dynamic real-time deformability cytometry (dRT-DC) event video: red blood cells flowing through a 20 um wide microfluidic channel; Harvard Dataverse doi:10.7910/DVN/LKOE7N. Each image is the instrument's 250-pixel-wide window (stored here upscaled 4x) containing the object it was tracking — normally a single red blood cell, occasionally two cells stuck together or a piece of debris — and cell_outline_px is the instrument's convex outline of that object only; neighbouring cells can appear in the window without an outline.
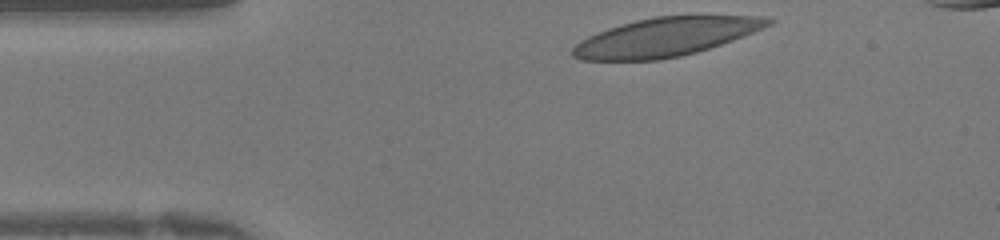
{"species": "human", "species_latin": "Homo sapiens", "temperature_condition": "warm", "stored_images_in_passage": 28, "camera_frame_rate_fps": 3000, "um_per_image_px": 0.085, "donor": {"sex": "female"}, "frame": {"image": 1, "passage_image": 1, "time_ms": 0.0, "image_size_px": [1000, 240], "cell_outline_px": [[776, 20], [772, 24], [764, 28], [732, 40], [696, 52], [680, 56], [660, 60], [580, 60], [572, 56], [572, 48], [580, 40], [588, 36], [608, 28], [636, 20], [656, 16], [760, 16]], "centroid_in_image_um": [56.56, 3.15], "position_along_channel_um": 28.4, "area_um2": 43.7}}
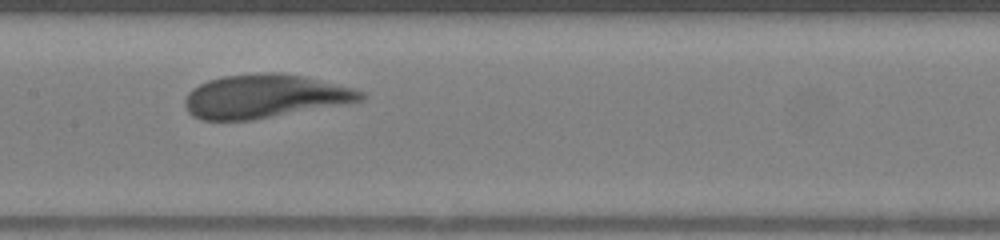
{"frame": {"image": 2, "passage_image": 14, "time_ms": 4.333, "image_size_px": [1000, 240], "cell_outline_px": [[368, 96], [364, 100], [252, 120], [200, 120], [192, 116], [188, 112], [184, 104], [184, 100], [188, 92], [192, 88], [208, 80], [224, 76], [264, 72], [280, 72], [300, 76], [352, 88], [364, 92]], "centroid_in_image_um": [22.44, 8.19], "position_along_channel_um": 185.0, "area_um2": 44.33}}
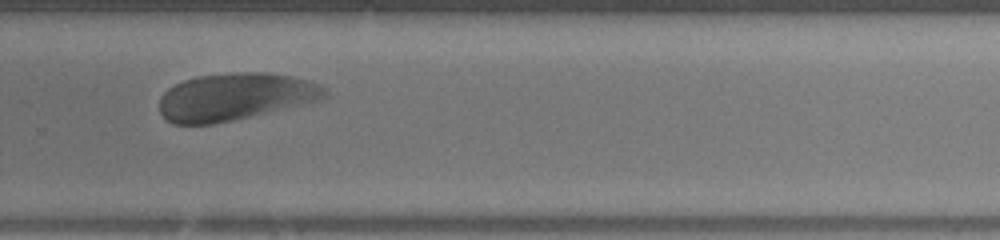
{"frame": {"image": 3, "passage_image": 22, "time_ms": 7.0, "image_size_px": [1000, 240], "cell_outline_px": [[328, 96], [320, 100], [232, 120], [212, 124], [172, 124], [160, 112], [160, 96], [168, 88], [184, 80], [196, 76], [236, 72], [268, 72], [292, 76], [308, 80], [320, 84], [328, 92]], "centroid_in_image_um": [19.99, 8.21], "position_along_channel_um": 309.8, "area_um2": 45.43}}